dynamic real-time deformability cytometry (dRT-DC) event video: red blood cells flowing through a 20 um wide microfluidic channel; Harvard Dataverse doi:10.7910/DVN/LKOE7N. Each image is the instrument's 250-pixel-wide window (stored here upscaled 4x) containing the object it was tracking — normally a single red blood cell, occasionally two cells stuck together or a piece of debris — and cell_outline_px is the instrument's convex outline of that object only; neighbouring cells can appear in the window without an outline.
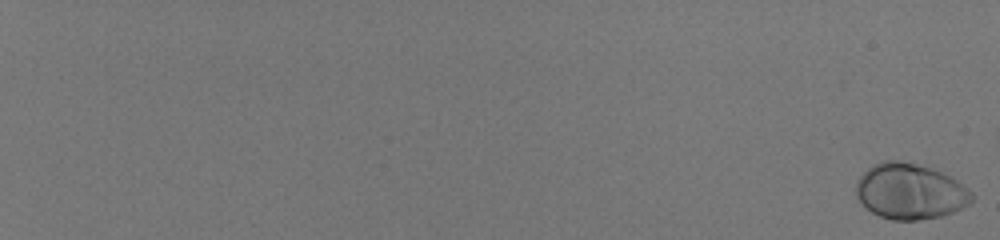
{"species": "human", "species_latin": "Homo sapiens", "temperature_condition": "room temperature", "stored_images_in_passage": 59, "camera_frame_rate_fps": 3000, "um_per_image_px": 0.085, "donor": {"sex": "male"}, "frame": {"image": 1, "passage_image": 1, "time_ms": 0.0, "image_size_px": [1000, 240], "cell_outline_px": [[972, 200], [968, 204], [952, 212], [940, 216], [916, 220], [892, 220], [880, 216], [872, 212], [856, 196], [856, 180], [872, 164], [884, 160], [896, 160], [916, 164], [932, 168], [956, 180], [972, 192]], "centroid_in_image_um": [77.32, 16.26], "position_along_channel_um": 7.7, "area_um2": 37.17}}
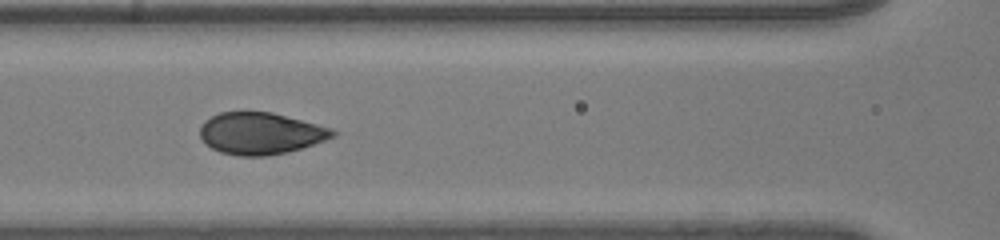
{"frame": {"image": 2, "passage_image": 34, "time_ms": 11.0, "image_size_px": [1000, 240], "cell_outline_px": [[340, 132], [336, 136], [288, 152], [264, 156], [236, 156], [220, 152], [212, 148], [200, 136], [200, 128], [204, 120], [220, 112], [272, 112], [332, 128]], "centroid_in_image_um": [22.16, 11.34], "position_along_channel_um": 144.4, "area_um2": 32.25}}
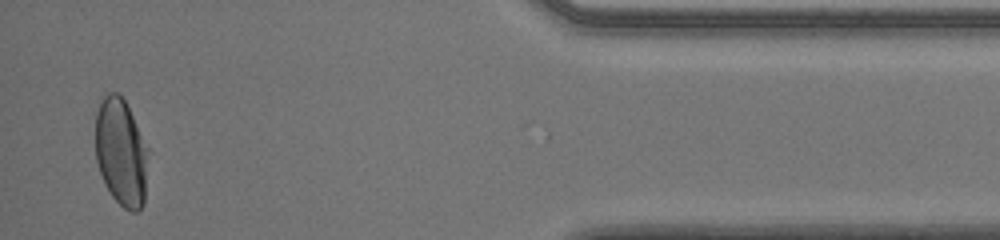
{"frame": {"image": 3, "passage_image": 58, "time_ms": 19.0, "image_size_px": [1000, 240], "cell_outline_px": [[148, 148], [144, 204], [136, 212], [132, 212], [124, 208], [112, 196], [104, 184], [96, 160], [96, 112], [104, 96], [108, 92], [120, 92]], "centroid_in_image_um": [10.28, 12.96], "position_along_channel_um": 424.9, "area_um2": 32.83}, "authors_computed_cell_mechanics": {"area_um2": 33.8708, "velocity_mm_per_s": 4.0322, "shape_relaxation_time_tau1_ms": 2.5692, "shape_relaxation_time_tau2_ms": null, "deformation_change_tau1": 0.1524, "deformation_change_tau2": null}}